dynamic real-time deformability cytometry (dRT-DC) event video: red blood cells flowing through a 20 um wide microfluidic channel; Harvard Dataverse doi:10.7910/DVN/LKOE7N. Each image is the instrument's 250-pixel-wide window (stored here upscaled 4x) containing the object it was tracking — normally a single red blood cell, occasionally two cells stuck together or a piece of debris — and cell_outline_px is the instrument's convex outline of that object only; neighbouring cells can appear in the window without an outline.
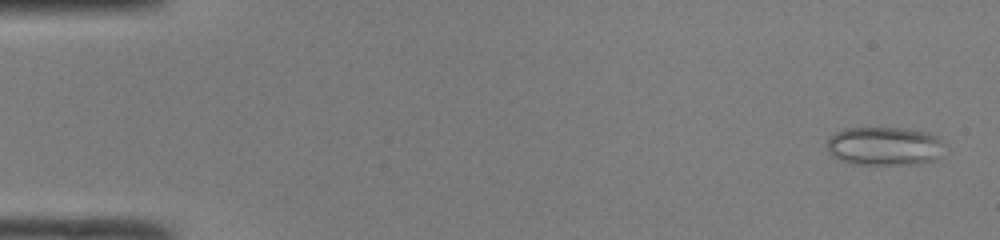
{"species": "common noctule bat (a hibernating species)", "species_latin": "Nyctalus noctula", "temperature_condition": "room temperature", "stored_images_in_passage": 48, "camera_frame_rate_fps": 3000, "um_per_image_px": 0.085, "animal": {"sex": "male", "body_mass_g": 19.0, "forearm_length_mm": 50.8}, "frame": {"image": 1, "passage_image": 2, "time_ms": 0.333, "image_size_px": [1000, 240], "cell_outline_px": [[940, 156], [936, 160], [920, 164], [852, 164], [840, 160], [832, 156], [828, 152], [828, 140], [836, 132], [844, 128], [908, 128], [928, 132], [936, 136], [940, 140]], "centroid_in_image_um": [75.16, 12.42], "position_along_channel_um": 9.8, "area_um2": 26.41}}
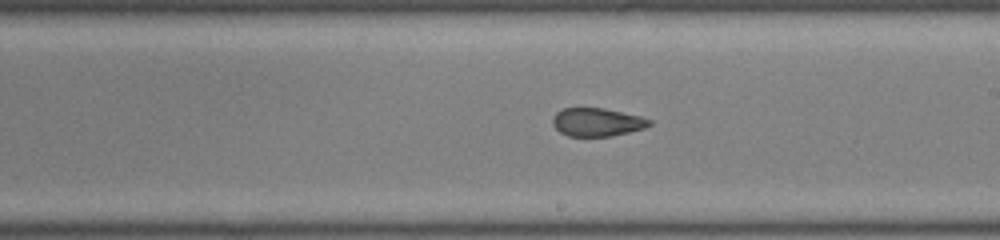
{"frame": {"image": 2, "passage_image": 28, "time_ms": 9.0, "image_size_px": [1000, 240], "cell_outline_px": [[652, 124], [644, 128], [612, 136], [568, 136], [560, 132], [552, 124], [552, 116], [556, 112], [564, 108], [604, 108], [640, 116], [652, 120]], "centroid_in_image_um": [50.73, 10.38], "position_along_channel_um": 238.3, "area_um2": 15.95}}
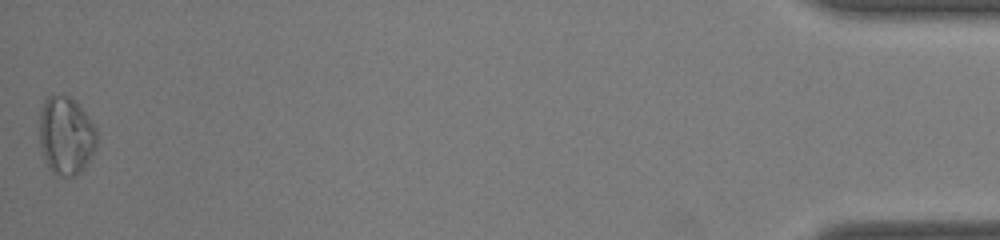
{"frame": {"image": 3, "passage_image": 48, "time_ms": 15.667, "image_size_px": [1000, 240], "cell_outline_px": [[96, 148], [84, 168], [80, 172], [72, 176], [60, 176], [52, 172], [48, 168], [40, 144], [40, 112], [44, 100], [48, 96], [68, 96], [76, 100], [92, 120], [96, 128]], "centroid_in_image_um": [5.62, 11.52], "position_along_channel_um": 429.6, "area_um2": 26.18}, "authors_computed_cell_mechanics": {"area_um2": 18.5538, "velocity_mm_per_s": 4.246, "shape_relaxation_time_tau1_ms": null, "shape_relaxation_time_tau2_ms": 1.9603, "deformation_change_tau1": null, "deformation_change_tau2": 0.0669}}